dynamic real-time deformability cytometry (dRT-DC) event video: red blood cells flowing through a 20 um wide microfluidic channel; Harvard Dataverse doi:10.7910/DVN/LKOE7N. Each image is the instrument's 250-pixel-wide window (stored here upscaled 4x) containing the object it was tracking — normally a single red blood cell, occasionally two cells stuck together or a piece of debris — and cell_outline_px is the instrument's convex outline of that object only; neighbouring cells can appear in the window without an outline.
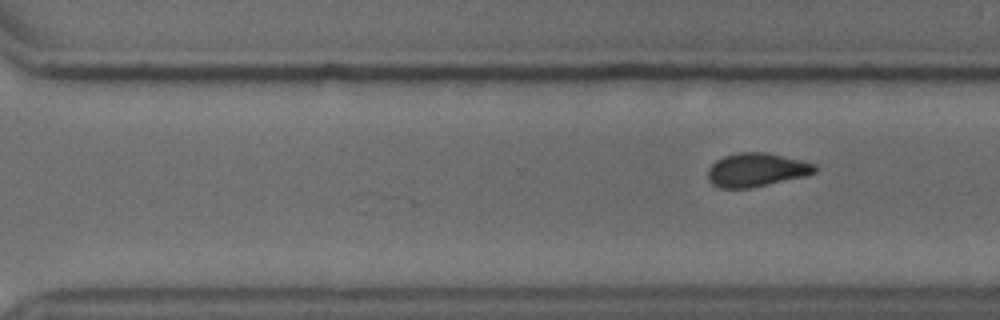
{"species": "common noctule bat (a hibernating species)", "species_latin": "Nyctalus noctula", "temperature_condition": "cold", "stored_images_in_passage": 20, "camera_frame_rate_fps": 3000, "um_per_image_px": 0.085, "animal": {"sex": "male", "body_mass_g": 18.8}, "frame": {"image": 1, "passage_image": 20, "time_ms": 6.333, "image_size_px": [1000, 320], "cell_outline_px": [[816, 172], [804, 176], [748, 188], [720, 188], [712, 184], [708, 180], [708, 168], [716, 160], [724, 156], [740, 152], [768, 152], [816, 164]], "centroid_in_image_um": [64.27, 14.43], "position_along_channel_um": 306.3, "area_um2": 20.81}}